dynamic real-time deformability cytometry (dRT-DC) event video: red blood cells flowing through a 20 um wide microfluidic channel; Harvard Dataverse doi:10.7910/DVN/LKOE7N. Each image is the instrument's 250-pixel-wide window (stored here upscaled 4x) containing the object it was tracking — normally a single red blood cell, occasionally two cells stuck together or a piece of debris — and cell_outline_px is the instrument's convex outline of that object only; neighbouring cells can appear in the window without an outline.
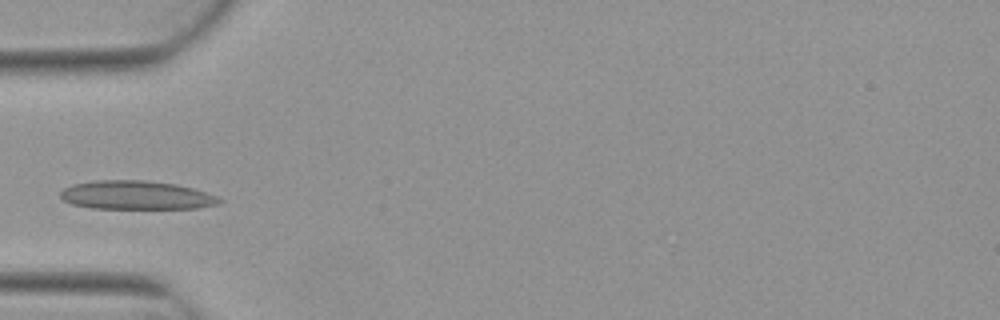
{"species": "Egyptian fruit bat (a non-hibernating species)", "species_latin": "Rousettus aegyptiacus", "temperature_condition": "warm", "stored_images_in_passage": 2, "camera_frame_rate_fps": 3000, "um_per_image_px": 0.085, "animal": {"sex": "female"}, "frame": {"image": 1, "passage_image": 2, "time_ms": 0.333, "image_size_px": [1000, 320], "cell_outline_px": [[224, 200], [220, 204], [200, 208], [92, 208], [72, 204], [64, 200], [60, 196], [60, 192], [64, 188], [72, 184], [96, 180], [144, 180], [176, 184], [192, 188], [216, 196]], "centroid_in_image_um": [11.59, 16.59], "position_along_channel_um": 73.4, "area_um2": 26.53}}